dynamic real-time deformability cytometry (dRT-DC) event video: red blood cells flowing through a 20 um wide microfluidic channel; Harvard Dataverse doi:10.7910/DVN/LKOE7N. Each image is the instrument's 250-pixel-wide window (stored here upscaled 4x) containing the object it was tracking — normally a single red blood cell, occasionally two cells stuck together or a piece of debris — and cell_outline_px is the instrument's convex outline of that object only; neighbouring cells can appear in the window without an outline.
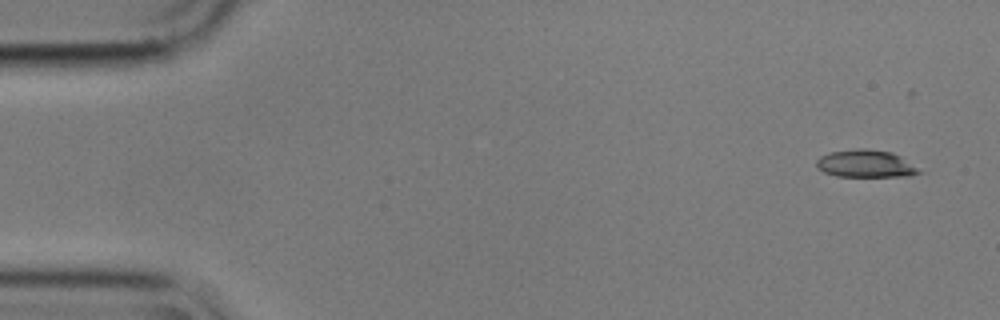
{"species": "common noctule bat (a hibernating species)", "species_latin": "Nyctalus noctula", "temperature_condition": "cold", "stored_images_in_passage": 6, "camera_frame_rate_fps": 3000, "um_per_image_px": 0.085, "animal": {"sex": "male", "body_mass_g": 17.9}, "frame": {"image": 1, "passage_image": 1, "time_ms": 0.0, "image_size_px": [1000, 320], "cell_outline_px": [[924, 172], [908, 176], [836, 176], [824, 172], [816, 168], [816, 160], [820, 156], [828, 152], [856, 148], [864, 148], [892, 152], [900, 156]], "centroid_in_image_um": [73.55, 13.91], "position_along_channel_um": 11.5, "area_um2": 16.53}}
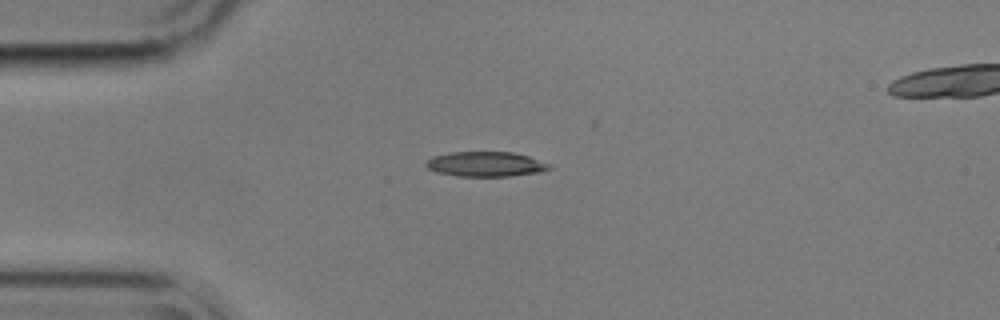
{"frame": {"image": 2, "passage_image": 4, "time_ms": 1.0, "image_size_px": [1000, 320], "cell_outline_px": [[552, 168], [540, 172], [508, 176], [456, 176], [436, 172], [428, 168], [424, 164], [432, 156], [448, 152], [512, 152], [528, 156], [552, 164]], "centroid_in_image_um": [41.28, 13.95], "position_along_channel_um": 43.7, "area_um2": 17.98}}
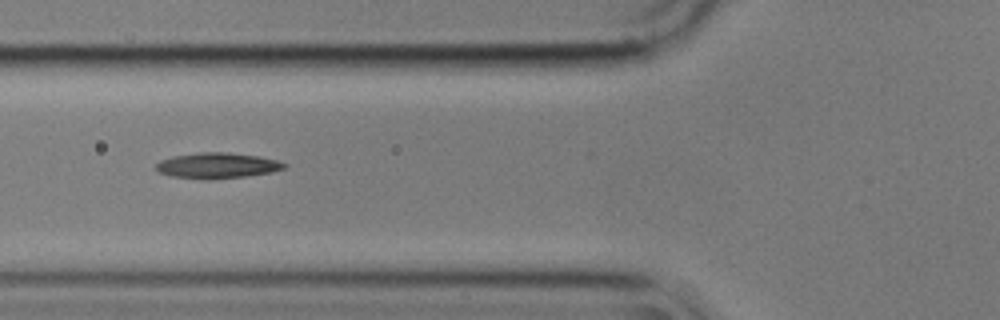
{"frame": {"image": 3, "passage_image": 6, "time_ms": 1.667, "image_size_px": [1000, 320], "cell_outline_px": [[288, 164], [284, 168], [272, 172], [244, 176], [172, 176], [160, 172], [156, 168], [156, 164], [160, 160], [172, 156], [200, 152], [228, 152], [260, 156], [276, 160]], "centroid_in_image_um": [18.51, 14.0], "position_along_channel_um": 107.3, "area_um2": 18.09}}